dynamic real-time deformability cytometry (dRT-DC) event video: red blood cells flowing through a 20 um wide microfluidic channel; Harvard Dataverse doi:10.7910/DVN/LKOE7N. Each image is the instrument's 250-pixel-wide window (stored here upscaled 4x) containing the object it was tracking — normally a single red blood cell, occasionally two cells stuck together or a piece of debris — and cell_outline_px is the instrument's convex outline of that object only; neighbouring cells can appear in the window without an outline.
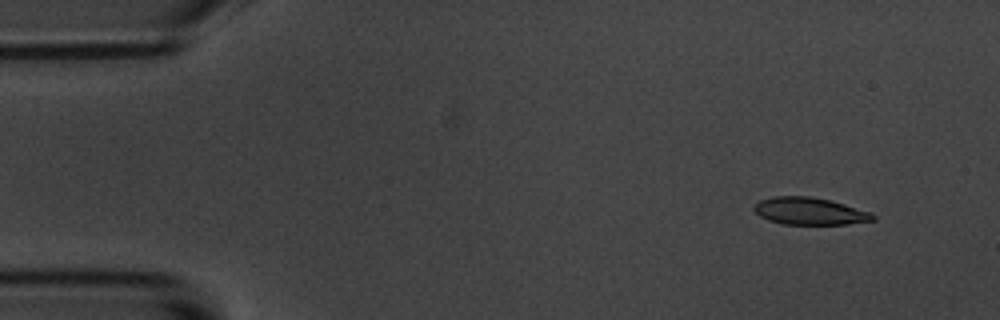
{"species": "common noctule bat (a hibernating species)", "species_latin": "Nyctalus noctula", "temperature_condition": "room temperature", "stored_images_in_passage": 5, "camera_frame_rate_fps": 3000, "um_per_image_px": 0.085, "animal": {"sex": "male", "body_mass_g": 20.1, "forearm_length_mm": 53.5}, "frame": {"image": 1, "passage_image": 2, "time_ms": 1.0, "image_size_px": [1000, 320], "cell_outline_px": [[876, 220], [848, 224], [784, 224], [768, 220], [760, 216], [752, 208], [760, 200], [772, 196], [808, 196], [828, 200], [844, 204], [872, 212], [876, 216]], "centroid_in_image_um": [68.84, 17.95], "position_along_channel_um": 16.2, "area_um2": 18.84}}
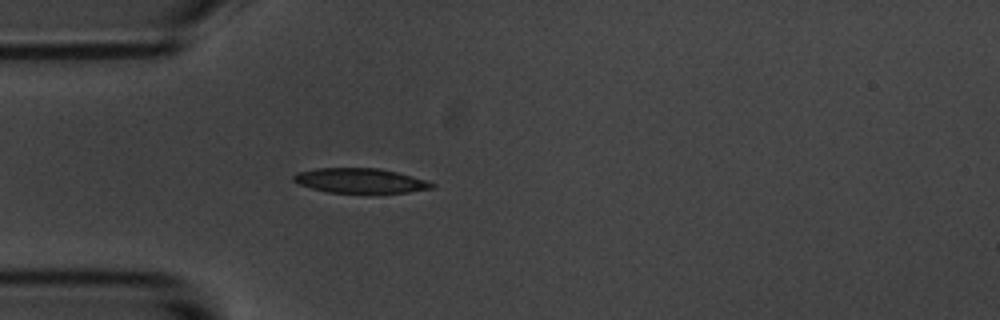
{"frame": {"image": 2, "passage_image": 5, "time_ms": 4.667, "image_size_px": [1000, 320], "cell_outline_px": [[436, 184], [432, 188], [408, 192], [328, 192], [312, 188], [300, 184], [292, 180], [292, 176], [296, 172], [316, 168], [376, 168], [396, 172], [424, 180]], "centroid_in_image_um": [30.56, 15.34], "position_along_channel_um": 54.4, "area_um2": 19.54}}